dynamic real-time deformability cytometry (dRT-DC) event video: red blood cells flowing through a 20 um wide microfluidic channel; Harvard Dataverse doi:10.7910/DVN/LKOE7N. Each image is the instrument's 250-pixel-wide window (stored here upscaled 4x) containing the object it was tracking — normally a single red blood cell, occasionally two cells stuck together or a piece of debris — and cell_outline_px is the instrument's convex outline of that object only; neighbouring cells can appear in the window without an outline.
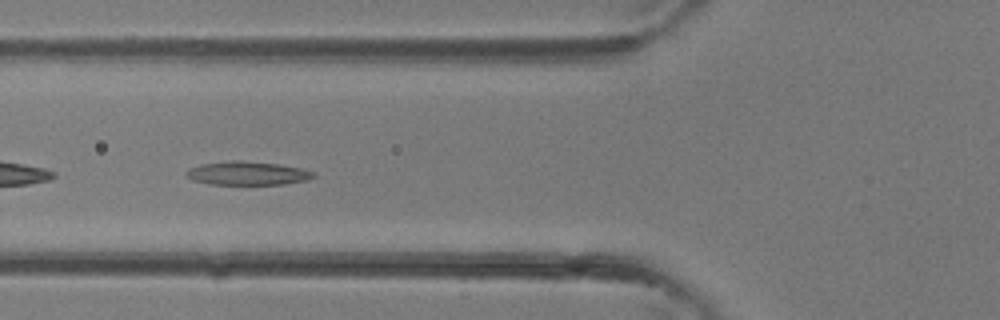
{"species": "common noctule bat (a hibernating species)", "species_latin": "Nyctalus noctula", "temperature_condition": "room temperature", "stored_images_in_passage": 31, "camera_frame_rate_fps": 3000, "um_per_image_px": 0.085, "animal": {"sex": "female"}, "frame": {"image": 1, "passage_image": 14, "time_ms": 4.333, "image_size_px": [1000, 320], "cell_outline_px": [[316, 176], [308, 180], [284, 184], [212, 184], [192, 180], [184, 172], [188, 168], [200, 164], [232, 160], [240, 160], [280, 164], [300, 168], [316, 172]], "centroid_in_image_um": [21.05, 14.72], "position_along_channel_um": 104.8, "area_um2": 17.57}}